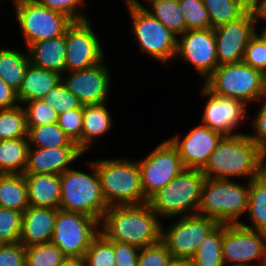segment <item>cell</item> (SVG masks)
I'll return each mask as SVG.
<instances>
[{
    "label": "cell",
    "mask_w": 266,
    "mask_h": 266,
    "mask_svg": "<svg viewBox=\"0 0 266 266\" xmlns=\"http://www.w3.org/2000/svg\"><path fill=\"white\" fill-rule=\"evenodd\" d=\"M59 266H75V258H67Z\"/></svg>",
    "instance_id": "53"
},
{
    "label": "cell",
    "mask_w": 266,
    "mask_h": 266,
    "mask_svg": "<svg viewBox=\"0 0 266 266\" xmlns=\"http://www.w3.org/2000/svg\"><path fill=\"white\" fill-rule=\"evenodd\" d=\"M42 99L56 110L58 115L71 109L83 108L78 98L66 88L62 81L57 83Z\"/></svg>",
    "instance_id": "40"
},
{
    "label": "cell",
    "mask_w": 266,
    "mask_h": 266,
    "mask_svg": "<svg viewBox=\"0 0 266 266\" xmlns=\"http://www.w3.org/2000/svg\"><path fill=\"white\" fill-rule=\"evenodd\" d=\"M0 207L22 213L29 207L24 174H0Z\"/></svg>",
    "instance_id": "26"
},
{
    "label": "cell",
    "mask_w": 266,
    "mask_h": 266,
    "mask_svg": "<svg viewBox=\"0 0 266 266\" xmlns=\"http://www.w3.org/2000/svg\"><path fill=\"white\" fill-rule=\"evenodd\" d=\"M246 185L231 179H205L197 214L220 224L240 223L247 213L250 181Z\"/></svg>",
    "instance_id": "6"
},
{
    "label": "cell",
    "mask_w": 266,
    "mask_h": 266,
    "mask_svg": "<svg viewBox=\"0 0 266 266\" xmlns=\"http://www.w3.org/2000/svg\"><path fill=\"white\" fill-rule=\"evenodd\" d=\"M90 19L74 21L65 31V72L90 68L105 59L100 38L91 27Z\"/></svg>",
    "instance_id": "14"
},
{
    "label": "cell",
    "mask_w": 266,
    "mask_h": 266,
    "mask_svg": "<svg viewBox=\"0 0 266 266\" xmlns=\"http://www.w3.org/2000/svg\"><path fill=\"white\" fill-rule=\"evenodd\" d=\"M171 258L167 246L160 240L153 245L140 248L136 266H167Z\"/></svg>",
    "instance_id": "42"
},
{
    "label": "cell",
    "mask_w": 266,
    "mask_h": 266,
    "mask_svg": "<svg viewBox=\"0 0 266 266\" xmlns=\"http://www.w3.org/2000/svg\"><path fill=\"white\" fill-rule=\"evenodd\" d=\"M201 95L207 97L200 123L223 135L242 134L237 128L247 119V107L242 101L212 94L204 85ZM234 131V132H233Z\"/></svg>",
    "instance_id": "18"
},
{
    "label": "cell",
    "mask_w": 266,
    "mask_h": 266,
    "mask_svg": "<svg viewBox=\"0 0 266 266\" xmlns=\"http://www.w3.org/2000/svg\"><path fill=\"white\" fill-rule=\"evenodd\" d=\"M67 257L52 242L26 247L25 266H59Z\"/></svg>",
    "instance_id": "35"
},
{
    "label": "cell",
    "mask_w": 266,
    "mask_h": 266,
    "mask_svg": "<svg viewBox=\"0 0 266 266\" xmlns=\"http://www.w3.org/2000/svg\"><path fill=\"white\" fill-rule=\"evenodd\" d=\"M170 219V226L164 228L162 224L161 240L172 258L191 259L200 243L220 224L199 214Z\"/></svg>",
    "instance_id": "11"
},
{
    "label": "cell",
    "mask_w": 266,
    "mask_h": 266,
    "mask_svg": "<svg viewBox=\"0 0 266 266\" xmlns=\"http://www.w3.org/2000/svg\"><path fill=\"white\" fill-rule=\"evenodd\" d=\"M178 2L185 18L186 30L211 28L203 0H178Z\"/></svg>",
    "instance_id": "37"
},
{
    "label": "cell",
    "mask_w": 266,
    "mask_h": 266,
    "mask_svg": "<svg viewBox=\"0 0 266 266\" xmlns=\"http://www.w3.org/2000/svg\"><path fill=\"white\" fill-rule=\"evenodd\" d=\"M145 7L153 17L157 18L166 28L177 37L186 31V22L179 7L178 0H155Z\"/></svg>",
    "instance_id": "30"
},
{
    "label": "cell",
    "mask_w": 266,
    "mask_h": 266,
    "mask_svg": "<svg viewBox=\"0 0 266 266\" xmlns=\"http://www.w3.org/2000/svg\"><path fill=\"white\" fill-rule=\"evenodd\" d=\"M13 6L26 47L35 42L65 34L66 29L73 22L68 16L40 5L36 0Z\"/></svg>",
    "instance_id": "10"
},
{
    "label": "cell",
    "mask_w": 266,
    "mask_h": 266,
    "mask_svg": "<svg viewBox=\"0 0 266 266\" xmlns=\"http://www.w3.org/2000/svg\"><path fill=\"white\" fill-rule=\"evenodd\" d=\"M265 95H266V75H265Z\"/></svg>",
    "instance_id": "57"
},
{
    "label": "cell",
    "mask_w": 266,
    "mask_h": 266,
    "mask_svg": "<svg viewBox=\"0 0 266 266\" xmlns=\"http://www.w3.org/2000/svg\"><path fill=\"white\" fill-rule=\"evenodd\" d=\"M222 256L225 266H264L266 233L240 223L223 224Z\"/></svg>",
    "instance_id": "12"
},
{
    "label": "cell",
    "mask_w": 266,
    "mask_h": 266,
    "mask_svg": "<svg viewBox=\"0 0 266 266\" xmlns=\"http://www.w3.org/2000/svg\"><path fill=\"white\" fill-rule=\"evenodd\" d=\"M99 233L97 219L82 213L58 209L51 242L67 258H84L86 250Z\"/></svg>",
    "instance_id": "9"
},
{
    "label": "cell",
    "mask_w": 266,
    "mask_h": 266,
    "mask_svg": "<svg viewBox=\"0 0 266 266\" xmlns=\"http://www.w3.org/2000/svg\"><path fill=\"white\" fill-rule=\"evenodd\" d=\"M265 28L262 29L261 33L258 35L263 39V41L266 43V25L264 26Z\"/></svg>",
    "instance_id": "55"
},
{
    "label": "cell",
    "mask_w": 266,
    "mask_h": 266,
    "mask_svg": "<svg viewBox=\"0 0 266 266\" xmlns=\"http://www.w3.org/2000/svg\"><path fill=\"white\" fill-rule=\"evenodd\" d=\"M53 11L68 16L73 22L87 20L89 17L81 10L86 5L85 0H36ZM82 11V12H81Z\"/></svg>",
    "instance_id": "44"
},
{
    "label": "cell",
    "mask_w": 266,
    "mask_h": 266,
    "mask_svg": "<svg viewBox=\"0 0 266 266\" xmlns=\"http://www.w3.org/2000/svg\"><path fill=\"white\" fill-rule=\"evenodd\" d=\"M79 147H29L24 173L61 175L71 163L83 156Z\"/></svg>",
    "instance_id": "20"
},
{
    "label": "cell",
    "mask_w": 266,
    "mask_h": 266,
    "mask_svg": "<svg viewBox=\"0 0 266 266\" xmlns=\"http://www.w3.org/2000/svg\"><path fill=\"white\" fill-rule=\"evenodd\" d=\"M29 147L27 137L0 140V174H24Z\"/></svg>",
    "instance_id": "27"
},
{
    "label": "cell",
    "mask_w": 266,
    "mask_h": 266,
    "mask_svg": "<svg viewBox=\"0 0 266 266\" xmlns=\"http://www.w3.org/2000/svg\"><path fill=\"white\" fill-rule=\"evenodd\" d=\"M107 104L108 102L83 105L82 152L84 154L91 150L96 138L110 132L113 126Z\"/></svg>",
    "instance_id": "24"
},
{
    "label": "cell",
    "mask_w": 266,
    "mask_h": 266,
    "mask_svg": "<svg viewBox=\"0 0 266 266\" xmlns=\"http://www.w3.org/2000/svg\"><path fill=\"white\" fill-rule=\"evenodd\" d=\"M28 126L23 106L0 110V140L27 137Z\"/></svg>",
    "instance_id": "34"
},
{
    "label": "cell",
    "mask_w": 266,
    "mask_h": 266,
    "mask_svg": "<svg viewBox=\"0 0 266 266\" xmlns=\"http://www.w3.org/2000/svg\"><path fill=\"white\" fill-rule=\"evenodd\" d=\"M138 166L147 200L185 169L177 148L169 139L158 144L144 159L138 160Z\"/></svg>",
    "instance_id": "13"
},
{
    "label": "cell",
    "mask_w": 266,
    "mask_h": 266,
    "mask_svg": "<svg viewBox=\"0 0 266 266\" xmlns=\"http://www.w3.org/2000/svg\"><path fill=\"white\" fill-rule=\"evenodd\" d=\"M177 38L175 60H184L205 81L219 66L213 28L186 30Z\"/></svg>",
    "instance_id": "15"
},
{
    "label": "cell",
    "mask_w": 266,
    "mask_h": 266,
    "mask_svg": "<svg viewBox=\"0 0 266 266\" xmlns=\"http://www.w3.org/2000/svg\"><path fill=\"white\" fill-rule=\"evenodd\" d=\"M250 224H240L244 227L266 233V171L250 181L249 203L247 213Z\"/></svg>",
    "instance_id": "29"
},
{
    "label": "cell",
    "mask_w": 266,
    "mask_h": 266,
    "mask_svg": "<svg viewBox=\"0 0 266 266\" xmlns=\"http://www.w3.org/2000/svg\"><path fill=\"white\" fill-rule=\"evenodd\" d=\"M75 266H92L85 258L75 259Z\"/></svg>",
    "instance_id": "52"
},
{
    "label": "cell",
    "mask_w": 266,
    "mask_h": 266,
    "mask_svg": "<svg viewBox=\"0 0 266 266\" xmlns=\"http://www.w3.org/2000/svg\"><path fill=\"white\" fill-rule=\"evenodd\" d=\"M60 81V74L29 64L17 92L20 104L42 99Z\"/></svg>",
    "instance_id": "25"
},
{
    "label": "cell",
    "mask_w": 266,
    "mask_h": 266,
    "mask_svg": "<svg viewBox=\"0 0 266 266\" xmlns=\"http://www.w3.org/2000/svg\"><path fill=\"white\" fill-rule=\"evenodd\" d=\"M223 224H219L199 245L192 266H225L222 256Z\"/></svg>",
    "instance_id": "31"
},
{
    "label": "cell",
    "mask_w": 266,
    "mask_h": 266,
    "mask_svg": "<svg viewBox=\"0 0 266 266\" xmlns=\"http://www.w3.org/2000/svg\"><path fill=\"white\" fill-rule=\"evenodd\" d=\"M203 85L214 95L240 100L246 106L266 100L265 75L243 61L219 65Z\"/></svg>",
    "instance_id": "7"
},
{
    "label": "cell",
    "mask_w": 266,
    "mask_h": 266,
    "mask_svg": "<svg viewBox=\"0 0 266 266\" xmlns=\"http://www.w3.org/2000/svg\"><path fill=\"white\" fill-rule=\"evenodd\" d=\"M205 179L202 170L185 168L148 203L162 221L197 214Z\"/></svg>",
    "instance_id": "4"
},
{
    "label": "cell",
    "mask_w": 266,
    "mask_h": 266,
    "mask_svg": "<svg viewBox=\"0 0 266 266\" xmlns=\"http://www.w3.org/2000/svg\"><path fill=\"white\" fill-rule=\"evenodd\" d=\"M18 49L0 47V78L18 92L29 62L28 53Z\"/></svg>",
    "instance_id": "28"
},
{
    "label": "cell",
    "mask_w": 266,
    "mask_h": 266,
    "mask_svg": "<svg viewBox=\"0 0 266 266\" xmlns=\"http://www.w3.org/2000/svg\"><path fill=\"white\" fill-rule=\"evenodd\" d=\"M29 206L60 209V175L24 173Z\"/></svg>",
    "instance_id": "23"
},
{
    "label": "cell",
    "mask_w": 266,
    "mask_h": 266,
    "mask_svg": "<svg viewBox=\"0 0 266 266\" xmlns=\"http://www.w3.org/2000/svg\"><path fill=\"white\" fill-rule=\"evenodd\" d=\"M99 229L109 241L144 248L161 240L162 220L148 202L110 206L99 222Z\"/></svg>",
    "instance_id": "1"
},
{
    "label": "cell",
    "mask_w": 266,
    "mask_h": 266,
    "mask_svg": "<svg viewBox=\"0 0 266 266\" xmlns=\"http://www.w3.org/2000/svg\"><path fill=\"white\" fill-rule=\"evenodd\" d=\"M155 0H142V2H147V5ZM140 0H129L128 3L132 6L145 8V5L142 4Z\"/></svg>",
    "instance_id": "51"
},
{
    "label": "cell",
    "mask_w": 266,
    "mask_h": 266,
    "mask_svg": "<svg viewBox=\"0 0 266 266\" xmlns=\"http://www.w3.org/2000/svg\"><path fill=\"white\" fill-rule=\"evenodd\" d=\"M17 91L0 78V110L19 106Z\"/></svg>",
    "instance_id": "48"
},
{
    "label": "cell",
    "mask_w": 266,
    "mask_h": 266,
    "mask_svg": "<svg viewBox=\"0 0 266 266\" xmlns=\"http://www.w3.org/2000/svg\"><path fill=\"white\" fill-rule=\"evenodd\" d=\"M251 125L255 133L247 134L257 147L266 155V100L261 101L257 115Z\"/></svg>",
    "instance_id": "46"
},
{
    "label": "cell",
    "mask_w": 266,
    "mask_h": 266,
    "mask_svg": "<svg viewBox=\"0 0 266 266\" xmlns=\"http://www.w3.org/2000/svg\"><path fill=\"white\" fill-rule=\"evenodd\" d=\"M115 253V266H136L140 248L118 241H110Z\"/></svg>",
    "instance_id": "47"
},
{
    "label": "cell",
    "mask_w": 266,
    "mask_h": 266,
    "mask_svg": "<svg viewBox=\"0 0 266 266\" xmlns=\"http://www.w3.org/2000/svg\"><path fill=\"white\" fill-rule=\"evenodd\" d=\"M256 31V21L251 9L238 19L215 27L218 65L243 61L245 48Z\"/></svg>",
    "instance_id": "16"
},
{
    "label": "cell",
    "mask_w": 266,
    "mask_h": 266,
    "mask_svg": "<svg viewBox=\"0 0 266 266\" xmlns=\"http://www.w3.org/2000/svg\"><path fill=\"white\" fill-rule=\"evenodd\" d=\"M58 125L82 151L83 108H76L58 115Z\"/></svg>",
    "instance_id": "41"
},
{
    "label": "cell",
    "mask_w": 266,
    "mask_h": 266,
    "mask_svg": "<svg viewBox=\"0 0 266 266\" xmlns=\"http://www.w3.org/2000/svg\"><path fill=\"white\" fill-rule=\"evenodd\" d=\"M251 10L254 14L256 25H258L257 23L260 20L266 21V0H253Z\"/></svg>",
    "instance_id": "49"
},
{
    "label": "cell",
    "mask_w": 266,
    "mask_h": 266,
    "mask_svg": "<svg viewBox=\"0 0 266 266\" xmlns=\"http://www.w3.org/2000/svg\"><path fill=\"white\" fill-rule=\"evenodd\" d=\"M86 164L90 174L70 168L60 175V209L82 213L100 222L109 207L102 195L96 161Z\"/></svg>",
    "instance_id": "5"
},
{
    "label": "cell",
    "mask_w": 266,
    "mask_h": 266,
    "mask_svg": "<svg viewBox=\"0 0 266 266\" xmlns=\"http://www.w3.org/2000/svg\"><path fill=\"white\" fill-rule=\"evenodd\" d=\"M27 138L30 147H78V145L75 142H72V140L65 134L58 123L38 127H28Z\"/></svg>",
    "instance_id": "32"
},
{
    "label": "cell",
    "mask_w": 266,
    "mask_h": 266,
    "mask_svg": "<svg viewBox=\"0 0 266 266\" xmlns=\"http://www.w3.org/2000/svg\"><path fill=\"white\" fill-rule=\"evenodd\" d=\"M58 209L29 206L22 217L20 243L29 247L51 242Z\"/></svg>",
    "instance_id": "21"
},
{
    "label": "cell",
    "mask_w": 266,
    "mask_h": 266,
    "mask_svg": "<svg viewBox=\"0 0 266 266\" xmlns=\"http://www.w3.org/2000/svg\"><path fill=\"white\" fill-rule=\"evenodd\" d=\"M26 247L20 242L0 246V266H25Z\"/></svg>",
    "instance_id": "45"
},
{
    "label": "cell",
    "mask_w": 266,
    "mask_h": 266,
    "mask_svg": "<svg viewBox=\"0 0 266 266\" xmlns=\"http://www.w3.org/2000/svg\"><path fill=\"white\" fill-rule=\"evenodd\" d=\"M203 4L213 29L238 19L248 10L238 0H203Z\"/></svg>",
    "instance_id": "33"
},
{
    "label": "cell",
    "mask_w": 266,
    "mask_h": 266,
    "mask_svg": "<svg viewBox=\"0 0 266 266\" xmlns=\"http://www.w3.org/2000/svg\"><path fill=\"white\" fill-rule=\"evenodd\" d=\"M223 136L222 133L199 123L184 138L177 134L169 140L177 148L186 169L202 170Z\"/></svg>",
    "instance_id": "19"
},
{
    "label": "cell",
    "mask_w": 266,
    "mask_h": 266,
    "mask_svg": "<svg viewBox=\"0 0 266 266\" xmlns=\"http://www.w3.org/2000/svg\"><path fill=\"white\" fill-rule=\"evenodd\" d=\"M104 62L103 60L90 68L62 74L61 81L78 98L82 105L109 102L108 95L112 82L110 69Z\"/></svg>",
    "instance_id": "17"
},
{
    "label": "cell",
    "mask_w": 266,
    "mask_h": 266,
    "mask_svg": "<svg viewBox=\"0 0 266 266\" xmlns=\"http://www.w3.org/2000/svg\"><path fill=\"white\" fill-rule=\"evenodd\" d=\"M23 213L0 207V241L2 244L20 242Z\"/></svg>",
    "instance_id": "39"
},
{
    "label": "cell",
    "mask_w": 266,
    "mask_h": 266,
    "mask_svg": "<svg viewBox=\"0 0 266 266\" xmlns=\"http://www.w3.org/2000/svg\"><path fill=\"white\" fill-rule=\"evenodd\" d=\"M10 1H12V3L15 5L21 2H26V1H31V0H10Z\"/></svg>",
    "instance_id": "56"
},
{
    "label": "cell",
    "mask_w": 266,
    "mask_h": 266,
    "mask_svg": "<svg viewBox=\"0 0 266 266\" xmlns=\"http://www.w3.org/2000/svg\"><path fill=\"white\" fill-rule=\"evenodd\" d=\"M241 2L247 9H251L253 0H238Z\"/></svg>",
    "instance_id": "54"
},
{
    "label": "cell",
    "mask_w": 266,
    "mask_h": 266,
    "mask_svg": "<svg viewBox=\"0 0 266 266\" xmlns=\"http://www.w3.org/2000/svg\"><path fill=\"white\" fill-rule=\"evenodd\" d=\"M28 127H38L58 122L56 110L51 108L43 99L31 100L22 104Z\"/></svg>",
    "instance_id": "36"
},
{
    "label": "cell",
    "mask_w": 266,
    "mask_h": 266,
    "mask_svg": "<svg viewBox=\"0 0 266 266\" xmlns=\"http://www.w3.org/2000/svg\"><path fill=\"white\" fill-rule=\"evenodd\" d=\"M30 64L53 71L62 76L65 73L67 46L65 34L59 37L35 42L26 47Z\"/></svg>",
    "instance_id": "22"
},
{
    "label": "cell",
    "mask_w": 266,
    "mask_h": 266,
    "mask_svg": "<svg viewBox=\"0 0 266 266\" xmlns=\"http://www.w3.org/2000/svg\"><path fill=\"white\" fill-rule=\"evenodd\" d=\"M202 171L208 179L251 181L266 171V155L247 134L224 135Z\"/></svg>",
    "instance_id": "2"
},
{
    "label": "cell",
    "mask_w": 266,
    "mask_h": 266,
    "mask_svg": "<svg viewBox=\"0 0 266 266\" xmlns=\"http://www.w3.org/2000/svg\"><path fill=\"white\" fill-rule=\"evenodd\" d=\"M96 169L103 198L108 207L147 203L138 161L128 158L97 159Z\"/></svg>",
    "instance_id": "3"
},
{
    "label": "cell",
    "mask_w": 266,
    "mask_h": 266,
    "mask_svg": "<svg viewBox=\"0 0 266 266\" xmlns=\"http://www.w3.org/2000/svg\"><path fill=\"white\" fill-rule=\"evenodd\" d=\"M167 266H192L191 259L171 258Z\"/></svg>",
    "instance_id": "50"
},
{
    "label": "cell",
    "mask_w": 266,
    "mask_h": 266,
    "mask_svg": "<svg viewBox=\"0 0 266 266\" xmlns=\"http://www.w3.org/2000/svg\"><path fill=\"white\" fill-rule=\"evenodd\" d=\"M124 3L131 18L130 32L134 34L140 52L163 64L170 65L175 61L178 37L145 8Z\"/></svg>",
    "instance_id": "8"
},
{
    "label": "cell",
    "mask_w": 266,
    "mask_h": 266,
    "mask_svg": "<svg viewBox=\"0 0 266 266\" xmlns=\"http://www.w3.org/2000/svg\"><path fill=\"white\" fill-rule=\"evenodd\" d=\"M243 62L266 75V43L256 34L248 42Z\"/></svg>",
    "instance_id": "43"
},
{
    "label": "cell",
    "mask_w": 266,
    "mask_h": 266,
    "mask_svg": "<svg viewBox=\"0 0 266 266\" xmlns=\"http://www.w3.org/2000/svg\"><path fill=\"white\" fill-rule=\"evenodd\" d=\"M84 258L92 266H115L113 244L99 233L86 250Z\"/></svg>",
    "instance_id": "38"
}]
</instances>
